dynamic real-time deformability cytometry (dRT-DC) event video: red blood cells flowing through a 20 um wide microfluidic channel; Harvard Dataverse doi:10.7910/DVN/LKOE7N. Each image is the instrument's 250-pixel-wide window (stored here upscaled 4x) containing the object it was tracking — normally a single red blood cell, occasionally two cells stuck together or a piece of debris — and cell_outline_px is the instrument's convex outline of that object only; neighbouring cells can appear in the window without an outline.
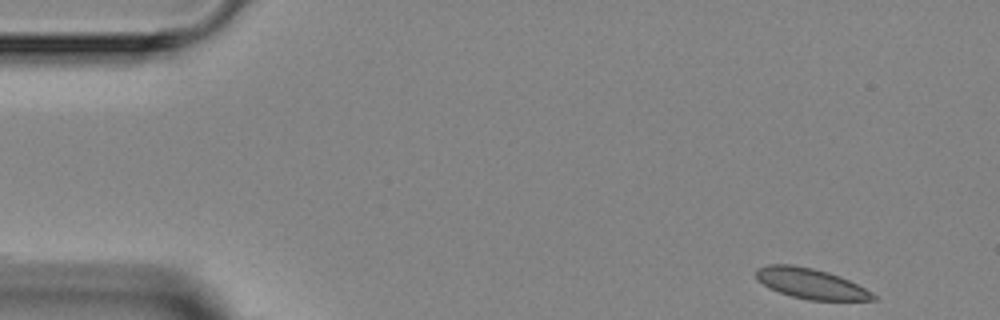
{"species": "Egyptian fruit bat (a non-hibernating species)", "species_latin": "Rousettus aegyptiacus", "temperature_condition": "room temperature", "stored_images_in_passage": 3, "camera_frame_rate_fps": 3000, "um_per_image_px": 0.085, "animal": {"sex": "female"}, "frame": {"image": 1, "passage_image": 1, "time_ms": 0.0, "image_size_px": [1000, 320], "cell_outline_px": [[876, 300], [808, 300], [792, 296], [780, 292], [756, 280], [756, 268], [768, 264], [792, 264], [812, 268], [828, 272], [840, 276], [872, 292], [876, 296]], "centroid_in_image_um": [68.9, 24.09], "position_along_channel_um": 16.1, "area_um2": 20.52}}